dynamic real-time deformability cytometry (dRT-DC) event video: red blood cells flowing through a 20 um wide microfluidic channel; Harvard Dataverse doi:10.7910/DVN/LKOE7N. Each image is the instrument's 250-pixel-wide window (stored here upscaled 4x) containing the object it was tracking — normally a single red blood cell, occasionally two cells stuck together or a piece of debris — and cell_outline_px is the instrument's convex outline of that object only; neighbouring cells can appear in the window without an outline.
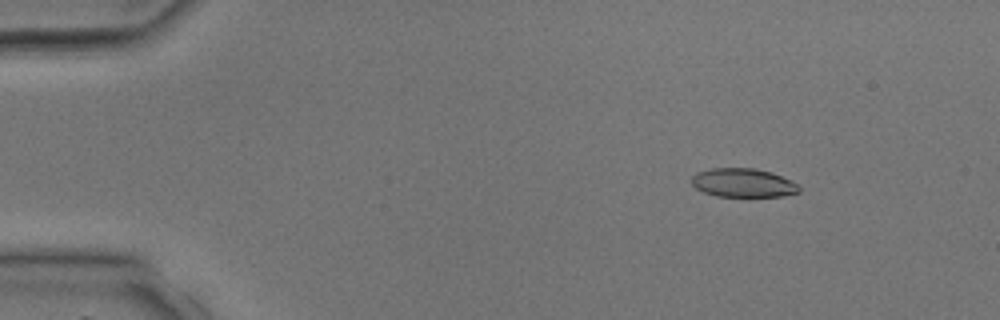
{"species": "common noctule bat (a hibernating species)", "species_latin": "Nyctalus noctula", "temperature_condition": "room temperature", "stored_images_in_passage": 3, "camera_frame_rate_fps": 3000, "um_per_image_px": 0.085, "animal": {"sex": "male", "body_mass_g": 17.9, "forearm_length_mm": 54.2}, "frame": {"image": 1, "passage_image": 2, "time_ms": 1.0, "image_size_px": [1000, 320], "cell_outline_px": [[800, 192], [780, 196], [716, 196], [704, 192], [696, 188], [692, 184], [692, 176], [696, 172], [712, 168], [752, 168], [772, 172], [796, 184], [800, 188]], "centroid_in_image_um": [63.13, 15.53], "position_along_channel_um": 21.9, "area_um2": 17.8}}